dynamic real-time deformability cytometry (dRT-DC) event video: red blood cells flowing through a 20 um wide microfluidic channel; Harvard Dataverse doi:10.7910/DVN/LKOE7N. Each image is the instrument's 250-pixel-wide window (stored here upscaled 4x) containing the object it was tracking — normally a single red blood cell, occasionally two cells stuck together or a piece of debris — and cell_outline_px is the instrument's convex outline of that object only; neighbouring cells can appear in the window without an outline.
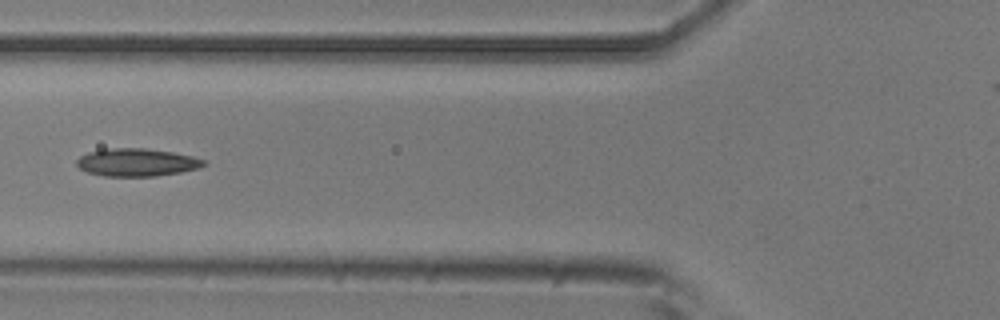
{"species": "common noctule bat (a hibernating species)", "species_latin": "Nyctalus noctula", "temperature_condition": "room temperature", "stored_images_in_passage": 5, "camera_frame_rate_fps": 3000, "um_per_image_px": 0.085, "animal": {"sex": "male", "body_mass_g": 20.5, "forearm_length_mm": 52.5}, "frame": {"image": 1, "passage_image": 5, "time_ms": 5.333, "image_size_px": [1000, 320], "cell_outline_px": [[208, 164], [200, 168], [180, 172], [156, 176], [104, 176], [88, 172], [80, 168], [76, 164], [76, 160], [80, 156], [88, 152], [112, 148], [144, 148], [172, 152], [192, 156], [204, 160]], "centroid_in_image_um": [11.64, 13.8], "position_along_channel_um": 114.2, "area_um2": 20.52}}